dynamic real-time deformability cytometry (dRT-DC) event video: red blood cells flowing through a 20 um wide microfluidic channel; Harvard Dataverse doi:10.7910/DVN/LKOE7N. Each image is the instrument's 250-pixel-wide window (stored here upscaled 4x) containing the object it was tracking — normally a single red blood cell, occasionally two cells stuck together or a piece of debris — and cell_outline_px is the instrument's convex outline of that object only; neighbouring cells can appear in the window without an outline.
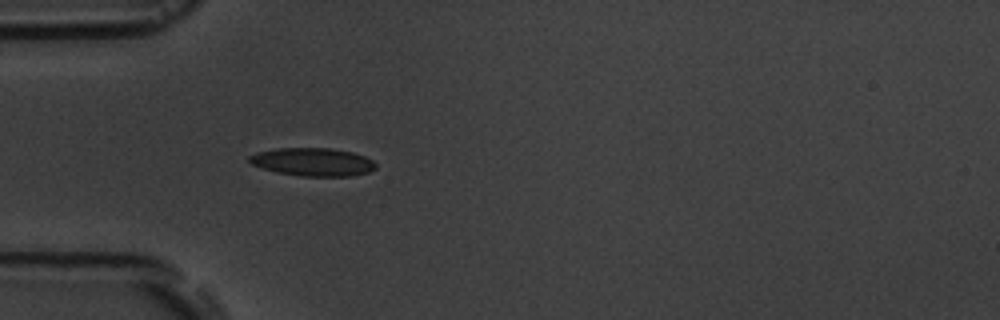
{"species": "common noctule bat (a hibernating species)", "species_latin": "Nyctalus noctula", "temperature_condition": "room temperature", "stored_images_in_passage": 2, "camera_frame_rate_fps": 3000, "um_per_image_px": 0.085, "animal": {"sex": "male", "body_mass_g": 19.5, "forearm_length_mm": 54.6}, "frame": {"image": 1, "passage_image": 2, "time_ms": 1.0, "image_size_px": [1000, 320], "cell_outline_px": [[376, 168], [368, 172], [352, 176], [300, 176], [276, 172], [252, 164], [248, 160], [248, 156], [256, 152], [276, 148], [332, 148], [352, 152], [364, 156], [372, 160], [376, 164]], "centroid_in_image_um": [26.58, 13.76], "position_along_channel_um": 58.4, "area_um2": 20.75}}